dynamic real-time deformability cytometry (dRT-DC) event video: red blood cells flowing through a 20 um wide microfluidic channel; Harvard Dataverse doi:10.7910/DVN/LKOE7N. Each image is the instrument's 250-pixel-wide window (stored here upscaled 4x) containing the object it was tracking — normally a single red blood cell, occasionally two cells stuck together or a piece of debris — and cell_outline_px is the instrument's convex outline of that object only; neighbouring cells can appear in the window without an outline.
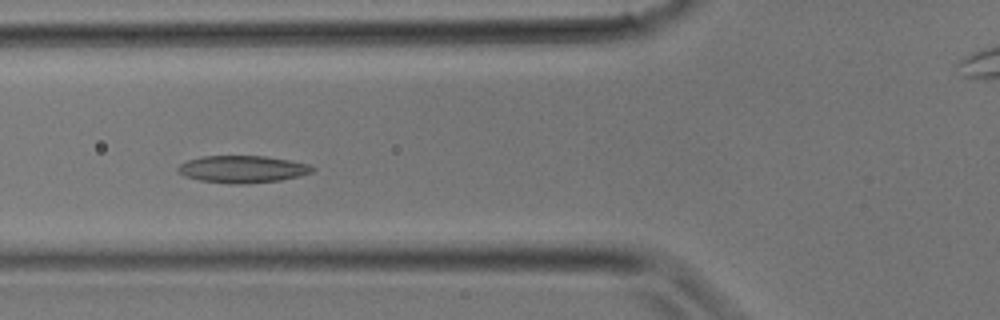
{"species": "common noctule bat (a hibernating species)", "species_latin": "Nyctalus noctula", "temperature_condition": "room temperature", "stored_images_in_passage": 28, "camera_frame_rate_fps": 3000, "um_per_image_px": 0.085, "animal": {"sex": "male", "body_mass_g": 17.9}, "frame": {"image": 1, "passage_image": 11, "time_ms": 3.333, "image_size_px": [1000, 320], "cell_outline_px": [[316, 168], [312, 172], [280, 180], [244, 184], [232, 184], [200, 180], [184, 176], [176, 168], [180, 164], [188, 160], [200, 156], [264, 156], [288, 160], [308, 164]], "centroid_in_image_um": [20.58, 14.38], "position_along_channel_um": 105.2, "area_um2": 21.1}}
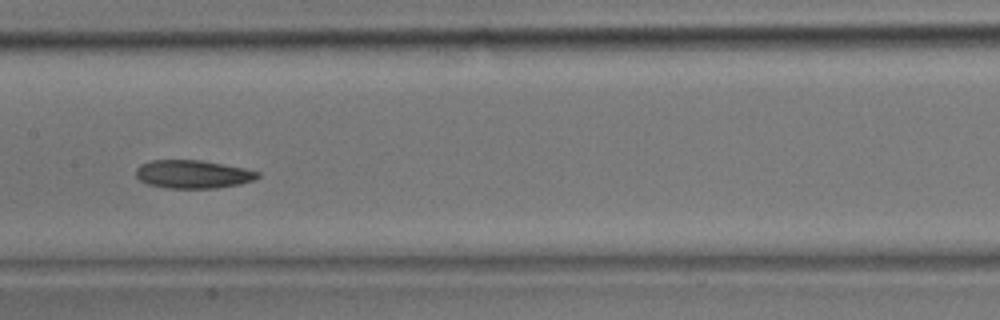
{"frame": {"image": 2, "passage_image": 15, "time_ms": 4.667, "image_size_px": [1000, 320], "cell_outline_px": [[260, 176], [252, 180], [240, 184], [216, 188], [168, 188], [148, 184], [140, 180], [136, 176], [136, 168], [140, 164], [152, 160], [200, 160], [244, 168], [260, 172]], "centroid_in_image_um": [16.38, 14.81], "position_along_channel_um": 191.0, "area_um2": 19.94}}
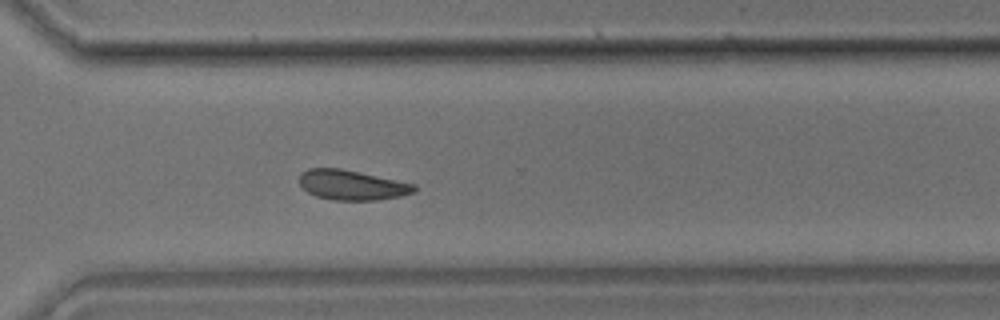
{"frame": {"image": 3, "passage_image": 22, "time_ms": 7.0, "image_size_px": [1000, 320], "cell_outline_px": [[416, 192], [400, 196], [376, 200], [332, 200], [316, 196], [308, 192], [300, 184], [300, 172], [308, 168], [340, 168], [360, 172], [416, 184]], "centroid_in_image_um": [29.92, 15.72], "position_along_channel_um": 340.7, "area_um2": 20.06}}